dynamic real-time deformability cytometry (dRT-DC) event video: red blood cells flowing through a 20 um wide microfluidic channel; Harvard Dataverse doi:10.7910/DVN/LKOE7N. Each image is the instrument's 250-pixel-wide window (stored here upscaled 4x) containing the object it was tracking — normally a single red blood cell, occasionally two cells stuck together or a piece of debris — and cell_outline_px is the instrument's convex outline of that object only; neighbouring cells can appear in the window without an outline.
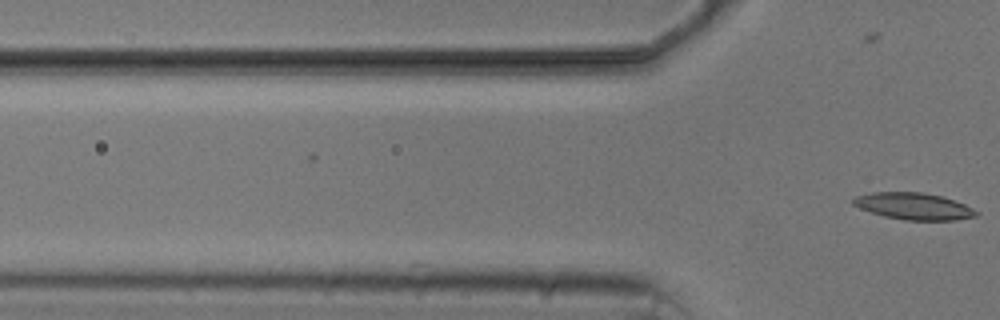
{"species": "common noctule bat (a hibernating species)", "species_latin": "Nyctalus noctula", "temperature_condition": "cold", "stored_images_in_passage": 5, "camera_frame_rate_fps": 3000, "um_per_image_px": 0.085, "animal": {"sex": "male", "body_mass_g": 20.5, "forearm_length_mm": 52.5}, "frame": {"image": 1, "passage_image": 5, "time_ms": 4.667, "image_size_px": [1000, 320], "cell_outline_px": [[980, 216], [956, 220], [904, 220], [884, 216], [860, 208], [852, 204], [852, 200], [856, 196], [872, 192], [924, 192], [940, 196], [964, 204], [980, 212]], "centroid_in_image_um": [77.69, 17.53], "position_along_channel_um": 48.1, "area_um2": 19.19}}